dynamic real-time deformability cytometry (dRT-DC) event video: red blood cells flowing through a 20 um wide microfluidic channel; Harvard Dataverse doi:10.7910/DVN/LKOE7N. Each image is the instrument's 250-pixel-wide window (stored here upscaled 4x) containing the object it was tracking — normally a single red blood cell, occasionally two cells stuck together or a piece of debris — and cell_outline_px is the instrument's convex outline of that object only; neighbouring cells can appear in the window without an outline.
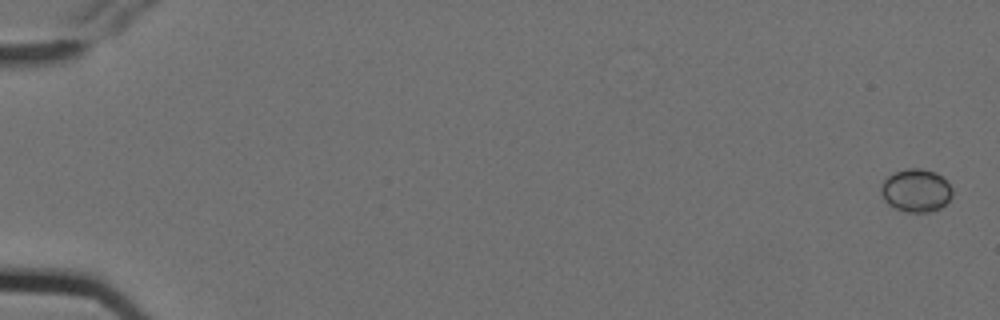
{"species": "Egyptian fruit bat (a non-hibernating species)", "species_latin": "Rousettus aegyptiacus", "temperature_condition": "cold", "stored_images_in_passage": 10, "camera_frame_rate_fps": 3000, "um_per_image_px": 0.085, "animal": {"sex": "female"}, "frame": {"image": 1, "passage_image": 1, "time_ms": 0.0, "image_size_px": [1000, 320], "cell_outline_px": [[952, 196], [940, 208], [928, 212], [908, 212], [896, 208], [888, 204], [884, 200], [880, 192], [880, 188], [884, 180], [888, 176], [896, 172], [908, 168], [920, 168], [936, 172], [952, 188]], "centroid_in_image_um": [77.84, 16.19], "position_along_channel_um": 7.2, "area_um2": 17.69}}
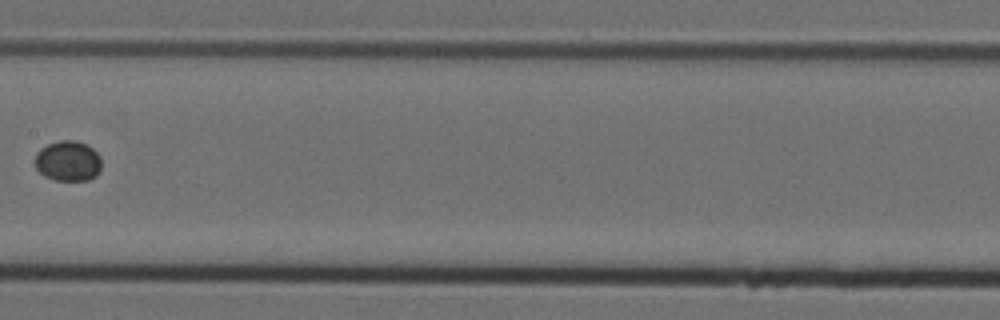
{"frame": {"image": 2, "passage_image": 9, "time_ms": 2.667, "image_size_px": [1000, 320], "cell_outline_px": [[100, 172], [96, 176], [88, 180], [52, 180], [44, 176], [36, 168], [36, 152], [40, 148], [48, 144], [60, 140], [72, 140], [84, 144], [92, 148], [100, 156]], "centroid_in_image_um": [5.77, 13.7], "position_along_channel_um": 201.6, "area_um2": 15.61}}
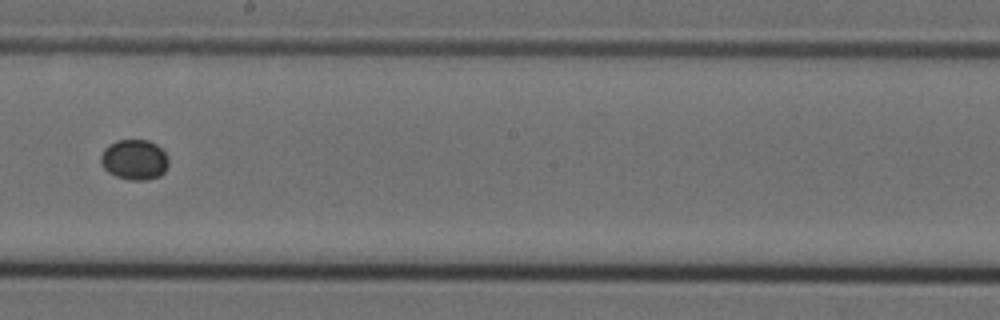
{"frame": {"image": 3, "passage_image": 10, "time_ms": 3.0, "image_size_px": [1000, 320], "cell_outline_px": [[168, 164], [164, 172], [160, 176], [148, 180], [128, 180], [116, 176], [108, 172], [104, 168], [100, 160], [100, 156], [104, 148], [108, 144], [116, 140], [148, 140], [156, 144], [168, 156]], "centroid_in_image_um": [11.41, 13.57], "position_along_channel_um": 236.8, "area_um2": 16.07}}